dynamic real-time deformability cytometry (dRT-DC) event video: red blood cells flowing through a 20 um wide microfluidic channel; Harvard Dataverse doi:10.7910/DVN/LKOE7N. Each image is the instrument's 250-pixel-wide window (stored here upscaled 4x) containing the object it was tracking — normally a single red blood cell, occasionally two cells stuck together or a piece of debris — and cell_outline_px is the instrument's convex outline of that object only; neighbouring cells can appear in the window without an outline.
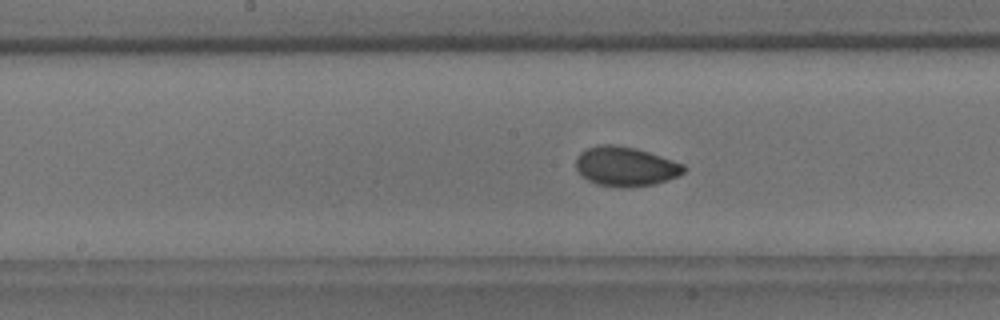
{"species": "common noctule bat (a hibernating species)", "species_latin": "Nyctalus noctula", "temperature_condition": "room temperature", "stored_images_in_passage": 50, "camera_frame_rate_fps": 3000, "um_per_image_px": 0.085, "animal": {"sex": "male", "body_mass_g": 18.8}, "frame": {"image": 1, "passage_image": 20, "time_ms": 6.333, "image_size_px": [1000, 320], "cell_outline_px": [[688, 168], [684, 172], [676, 176], [652, 184], [596, 184], [588, 180], [576, 168], [576, 156], [580, 152], [588, 148], [600, 144], [616, 144], [636, 148], [684, 164]], "centroid_in_image_um": [53.15, 14.08], "position_along_channel_um": 195.0, "area_um2": 23.81}}
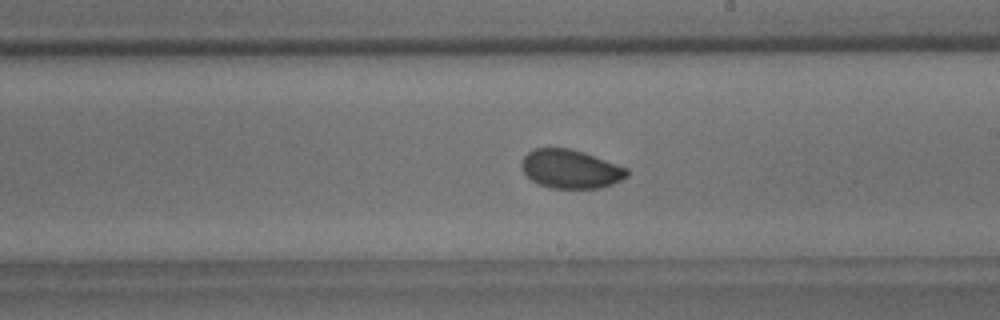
{"frame": {"image": 2, "passage_image": 24, "time_ms": 7.667, "image_size_px": [1000, 320], "cell_outline_px": [[628, 176], [612, 184], [600, 188], [552, 188], [540, 184], [532, 180], [520, 168], [520, 164], [524, 156], [528, 152], [536, 148], [568, 148], [584, 152], [628, 168]], "centroid_in_image_um": [48.5, 14.36], "position_along_channel_um": 240.5, "area_um2": 23.7}}
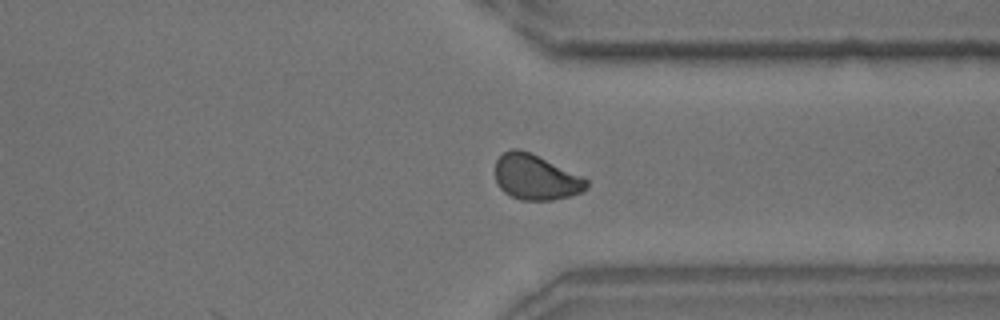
{"frame": {"image": 3, "passage_image": 35, "time_ms": 11.333, "image_size_px": [1000, 320], "cell_outline_px": [[588, 188], [580, 192], [568, 196], [552, 200], [520, 200], [504, 192], [500, 188], [496, 180], [496, 160], [504, 152], [512, 148], [520, 148], [532, 152], [588, 180]], "centroid_in_image_um": [45.51, 15.05], "position_along_channel_um": 365.9, "area_um2": 23.99}, "authors_computed_cell_mechanics": {"area_um2": 24.2182, "velocity_mm_per_s": 3.4246, "shape_relaxation_time_tau1_ms": 3.5725, "shape_relaxation_time_tau2_ms": null, "deformation_change_tau1": 0.0739, "deformation_change_tau2": null}}